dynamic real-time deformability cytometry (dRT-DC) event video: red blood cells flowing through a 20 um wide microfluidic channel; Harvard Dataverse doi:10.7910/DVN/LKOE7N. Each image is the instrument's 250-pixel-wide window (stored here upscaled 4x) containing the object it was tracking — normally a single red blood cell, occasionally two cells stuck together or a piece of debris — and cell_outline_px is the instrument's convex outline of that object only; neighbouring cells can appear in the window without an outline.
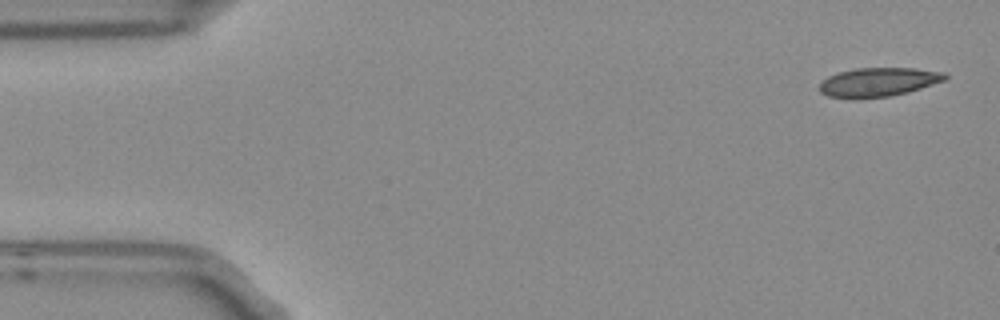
{"species": "Egyptian fruit bat (a non-hibernating species)", "species_latin": "Rousettus aegyptiacus", "temperature_condition": "room temperature", "stored_images_in_passage": 4, "camera_frame_rate_fps": 3000, "um_per_image_px": 0.085, "frame": {"image": 1, "passage_image": 1, "time_ms": 0.0, "image_size_px": [1000, 320], "cell_outline_px": [[948, 76], [944, 80], [908, 92], [888, 96], [828, 96], [820, 92], [820, 84], [828, 76], [840, 72], [856, 68], [916, 68], [944, 72]], "centroid_in_image_um": [74.71, 6.93], "position_along_channel_um": 10.3, "area_um2": 20.35}}
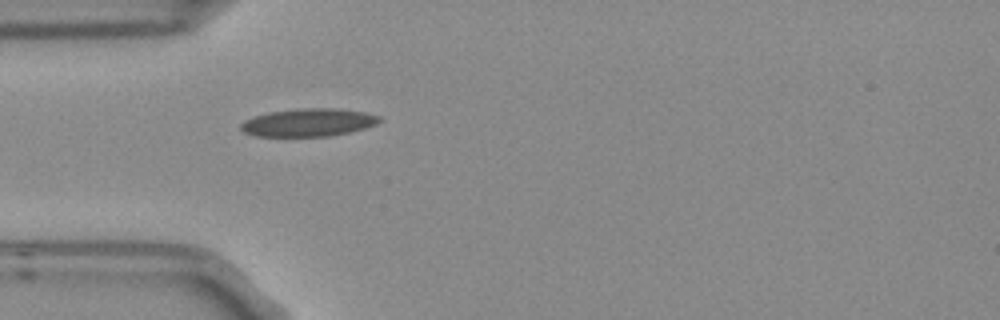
{"frame": {"image": 2, "passage_image": 4, "time_ms": 1.0, "image_size_px": [1000, 320], "cell_outline_px": [[380, 120], [376, 124], [364, 128], [348, 132], [328, 136], [252, 136], [244, 132], [240, 128], [240, 124], [244, 120], [268, 112], [300, 108], [340, 108], [364, 112], [380, 116]], "centroid_in_image_um": [26.19, 10.4], "position_along_channel_um": 58.8, "area_um2": 22.48}}